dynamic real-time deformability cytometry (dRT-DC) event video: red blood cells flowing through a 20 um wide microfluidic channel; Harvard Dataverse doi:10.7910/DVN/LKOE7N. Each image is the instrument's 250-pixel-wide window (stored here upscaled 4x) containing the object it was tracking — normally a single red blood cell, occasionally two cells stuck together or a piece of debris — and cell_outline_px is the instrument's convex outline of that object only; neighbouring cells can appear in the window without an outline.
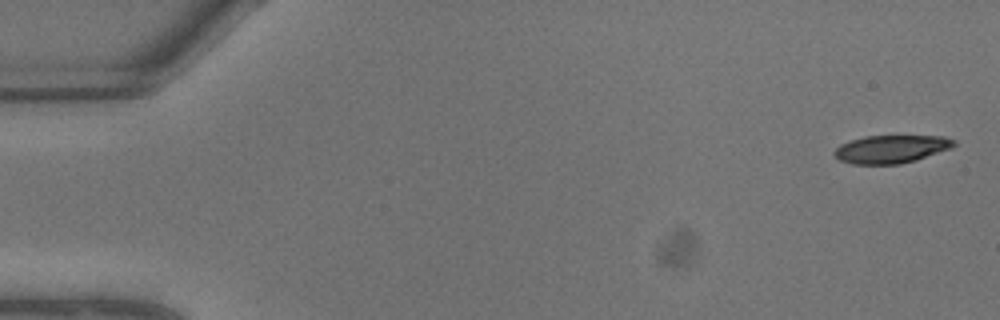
{"species": "common noctule bat (a hibernating species)", "species_latin": "Nyctalus noctula", "temperature_condition": "warm", "stored_images_in_passage": 8, "segment_of_instrument_passage": [1, 2], "camera_frame_rate_fps": 3000, "um_per_image_px": 0.085, "animal": {"sex": "male", "body_mass_g": 13.3}, "frame": {"image": 1, "passage_image": 1, "time_ms": 0.0, "image_size_px": [1000, 320], "cell_outline_px": [[956, 144], [952, 148], [916, 160], [900, 164], [852, 164], [840, 160], [832, 152], [840, 144], [864, 136], [944, 136], [956, 140]], "centroid_in_image_um": [75.77, 12.67], "position_along_channel_um": 9.2, "area_um2": 19.54}}
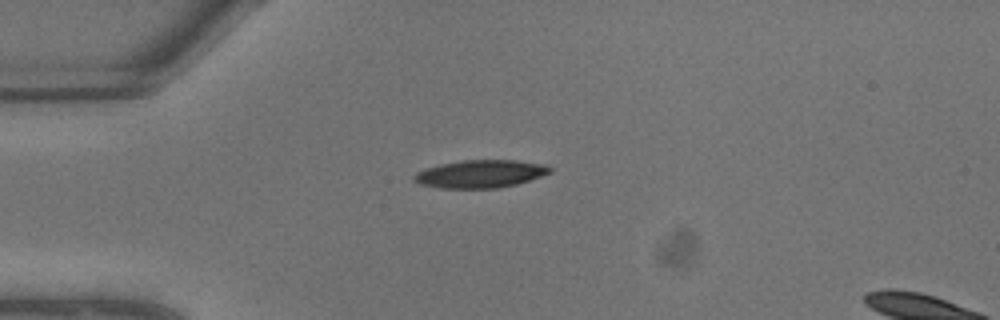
{"frame": {"image": 2, "passage_image": 6, "time_ms": 1.667, "image_size_px": [1000, 320], "cell_outline_px": [[552, 172], [516, 184], [496, 188], [440, 188], [420, 184], [412, 180], [412, 176], [416, 172], [424, 168], [440, 164], [464, 160], [516, 160], [544, 164], [552, 168]], "centroid_in_image_um": [40.79, 14.77], "position_along_channel_um": 44.2, "area_um2": 22.02}}